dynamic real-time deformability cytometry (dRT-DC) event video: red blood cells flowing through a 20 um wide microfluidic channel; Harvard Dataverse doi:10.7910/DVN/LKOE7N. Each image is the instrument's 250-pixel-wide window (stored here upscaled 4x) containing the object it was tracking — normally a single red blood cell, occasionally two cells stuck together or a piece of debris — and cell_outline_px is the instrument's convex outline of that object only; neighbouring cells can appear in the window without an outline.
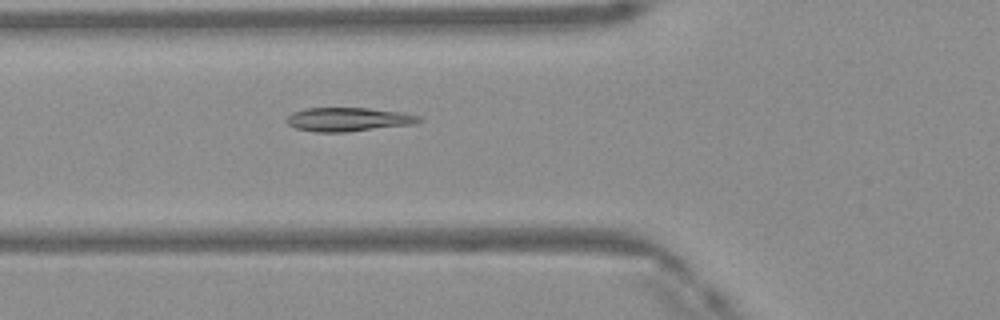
{"species": "Egyptian fruit bat (a non-hibernating species)", "species_latin": "Rousettus aegyptiacus", "temperature_condition": "warm", "stored_images_in_passage": 39, "camera_frame_rate_fps": 3000, "um_per_image_px": 0.085, "frame": {"image": 1, "passage_image": 8, "time_ms": 2.333, "image_size_px": [1000, 320], "cell_outline_px": [[420, 120], [416, 124], [344, 132], [316, 132], [296, 128], [288, 124], [288, 116], [292, 112], [304, 108], [368, 108], [404, 112], [420, 116]], "centroid_in_image_um": [29.62, 10.14], "position_along_channel_um": 96.2, "area_um2": 18.32}}
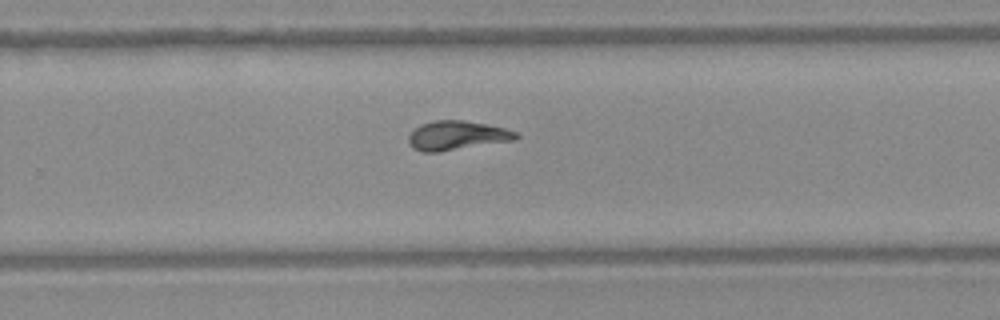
{"frame": {"image": 2, "passage_image": 22, "time_ms": 7.0, "image_size_px": [1000, 320], "cell_outline_px": [[520, 136], [516, 140], [436, 152], [424, 152], [412, 148], [408, 144], [408, 136], [420, 124], [432, 120], [464, 120], [504, 128], [516, 132]], "centroid_in_image_um": [38.82, 11.51], "position_along_channel_um": 291.0, "area_um2": 18.21}}
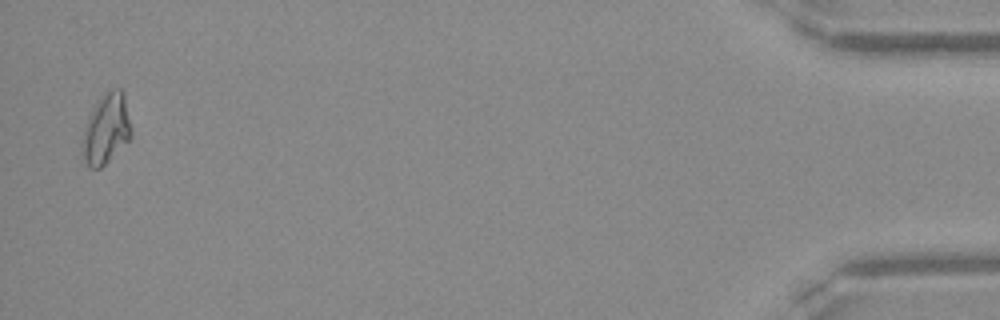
{"frame": {"image": 3, "passage_image": 38, "time_ms": 12.333, "image_size_px": [1000, 320], "cell_outline_px": [[132, 136], [100, 168], [92, 168], [88, 164], [84, 156], [84, 128], [92, 108], [104, 92], [112, 88], [120, 88], [124, 92], [132, 128]], "centroid_in_image_um": [9.08, 10.87], "position_along_channel_um": 426.1, "area_um2": 19.54}, "authors_computed_cell_mechanics": {"area_um2": 17.918, "velocity_mm_per_s": 4.1603, "shape_relaxation_time_tau1_ms": 6.4229, "shape_relaxation_time_tau2_ms": 2.0706, "deformation_change_tau1": 0.2211, "deformation_change_tau2": 0.0665}}